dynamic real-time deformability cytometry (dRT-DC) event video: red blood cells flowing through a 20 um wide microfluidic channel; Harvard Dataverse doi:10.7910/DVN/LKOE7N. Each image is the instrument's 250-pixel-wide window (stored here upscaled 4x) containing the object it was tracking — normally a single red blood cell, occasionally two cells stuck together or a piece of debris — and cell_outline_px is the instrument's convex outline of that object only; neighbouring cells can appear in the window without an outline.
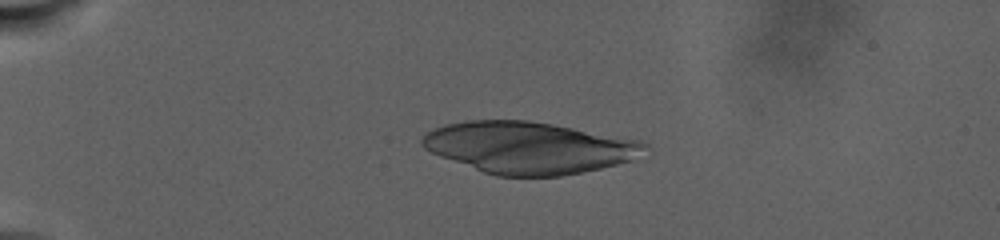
{"species": "human", "species_latin": "Homo sapiens", "temperature_condition": "warm", "stored_images_in_passage": 67, "camera_frame_rate_fps": 3000, "um_per_image_px": 0.085, "donor": {"sex": "male"}, "frame": {"image": 1, "passage_image": 9, "time_ms": 3.0, "image_size_px": [1000, 240], "cell_outline_px": [[648, 148], [632, 160], [600, 168], [560, 176], [496, 176], [484, 172], [440, 156], [424, 148], [420, 144], [420, 140], [428, 132], [444, 124], [468, 120], [528, 120], [552, 124], [640, 140], [648, 144]], "centroid_in_image_um": [44.94, 12.54], "position_along_channel_um": 40.1, "area_um2": 66.7}}